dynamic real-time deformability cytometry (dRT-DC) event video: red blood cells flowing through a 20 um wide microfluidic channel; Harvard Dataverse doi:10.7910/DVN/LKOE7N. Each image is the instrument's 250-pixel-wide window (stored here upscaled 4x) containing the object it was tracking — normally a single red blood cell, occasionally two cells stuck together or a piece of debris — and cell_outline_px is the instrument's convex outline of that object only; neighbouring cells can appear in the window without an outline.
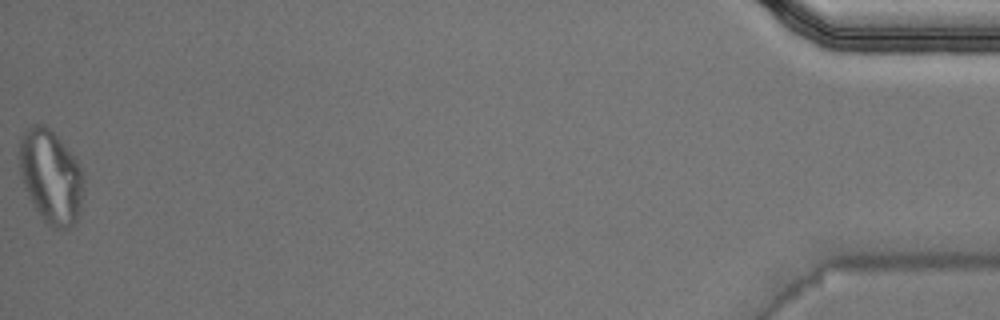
{"species": "Egyptian fruit bat (a non-hibernating species)", "species_latin": "Rousettus aegyptiacus", "temperature_condition": "warm", "stored_images_in_passage": 36, "segment_of_instrument_passage": [2, 2], "camera_frame_rate_fps": 3000, "um_per_image_px": 0.085, "animal": {"sex": "male"}, "frame": {"image": 1, "passage_image": 36, "time_ms": 11.667, "image_size_px": [1000, 320], "cell_outline_px": [[84, 192], [80, 212], [76, 220], [68, 228], [52, 228], [44, 220], [28, 196], [24, 188], [20, 172], [20, 140], [24, 132], [32, 124], [44, 124], [64, 144], [76, 160], [84, 172]], "centroid_in_image_um": [4.34, 15.02], "position_along_channel_um": 430.9, "area_um2": 34.91}}